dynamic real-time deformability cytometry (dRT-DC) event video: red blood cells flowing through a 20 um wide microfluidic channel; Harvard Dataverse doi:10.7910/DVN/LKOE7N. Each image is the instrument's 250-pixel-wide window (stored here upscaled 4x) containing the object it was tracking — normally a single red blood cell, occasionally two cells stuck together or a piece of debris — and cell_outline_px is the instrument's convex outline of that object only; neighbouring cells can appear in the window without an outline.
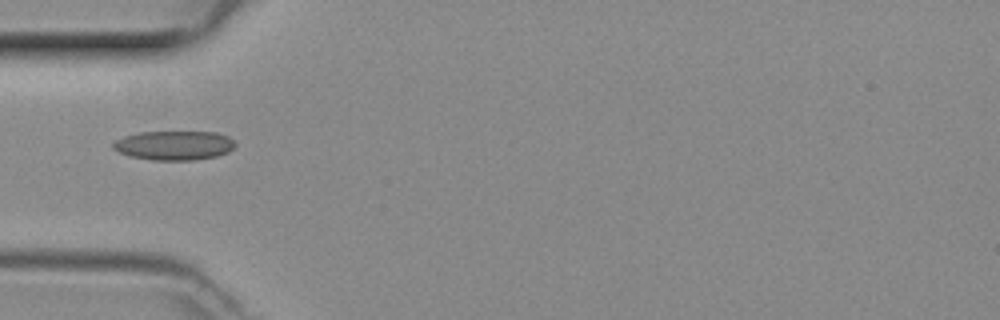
{"species": "common noctule bat (a hibernating species)", "species_latin": "Nyctalus noctula", "temperature_condition": "room temperature", "stored_images_in_passage": 34, "camera_frame_rate_fps": 3000, "um_per_image_px": 0.085, "animal": {"sex": "female", "body_mass_g": 29.2, "forearm_length_mm": 56.3}, "frame": {"image": 1, "passage_image": 1, "time_ms": 0.0, "image_size_px": [1000, 320], "cell_outline_px": [[236, 144], [228, 152], [216, 156], [192, 160], [152, 160], [128, 156], [112, 148], [112, 144], [116, 140], [124, 136], [140, 132], [216, 132], [228, 136]], "centroid_in_image_um": [14.78, 12.36], "position_along_channel_um": 70.2, "area_um2": 20.75}}
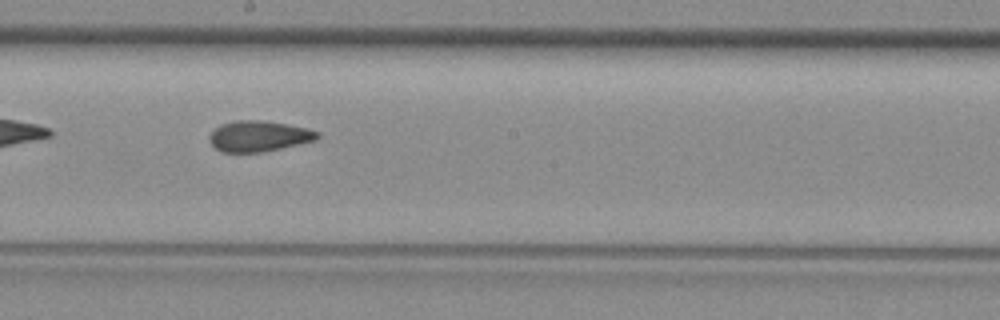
{"frame": {"image": 2, "passage_image": 12, "time_ms": 3.667, "image_size_px": [1000, 320], "cell_outline_px": [[320, 136], [316, 140], [300, 144], [264, 152], [220, 152], [208, 140], [208, 136], [220, 124], [236, 120], [260, 120], [308, 128], [320, 132]], "centroid_in_image_um": [22.0, 11.58], "position_along_channel_um": 226.2, "area_um2": 19.42}}
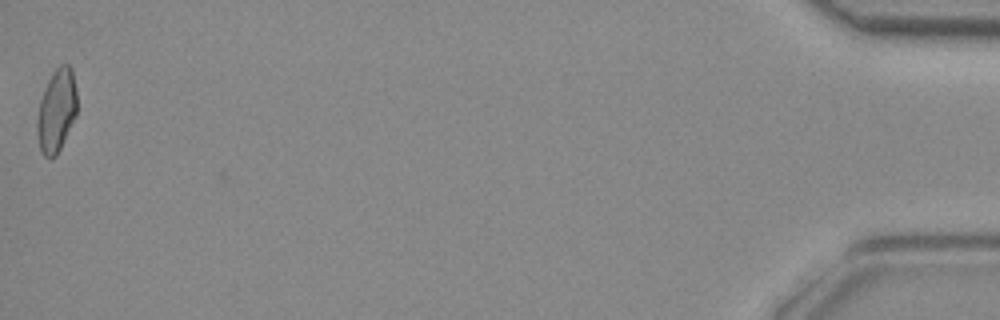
{"frame": {"image": 3, "passage_image": 34, "time_ms": 11.0, "image_size_px": [1000, 320], "cell_outline_px": [[76, 116], [56, 156], [44, 156], [40, 148], [36, 128], [36, 120], [40, 100], [48, 80], [52, 72], [60, 64], [68, 64], [72, 68], [76, 92]], "centroid_in_image_um": [4.8, 9.37], "position_along_channel_um": 430.4, "area_um2": 19.13}}